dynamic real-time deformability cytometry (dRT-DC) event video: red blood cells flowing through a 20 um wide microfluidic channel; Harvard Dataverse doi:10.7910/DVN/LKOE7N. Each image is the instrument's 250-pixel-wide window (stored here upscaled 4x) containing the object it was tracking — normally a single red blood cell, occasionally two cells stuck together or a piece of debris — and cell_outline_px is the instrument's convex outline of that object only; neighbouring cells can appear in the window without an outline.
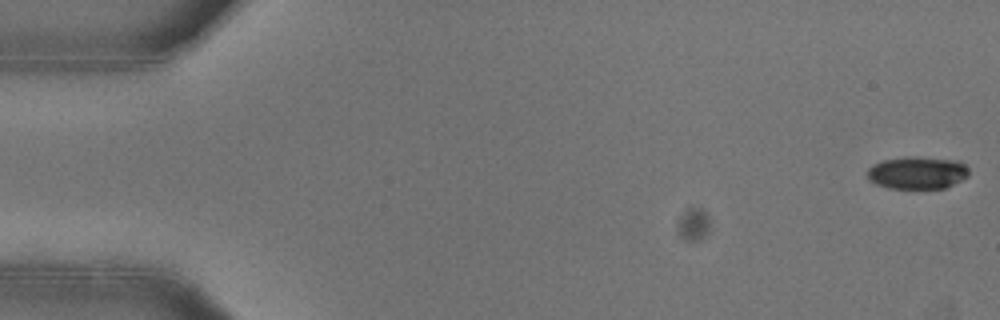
{"species": "common noctule bat (a hibernating species)", "species_latin": "Nyctalus noctula", "temperature_condition": "warm", "stored_images_in_passage": 17, "camera_frame_rate_fps": 3000, "um_per_image_px": 0.085, "animal": {"sex": "female"}, "frame": {"image": 1, "passage_image": 1, "time_ms": 0.0, "image_size_px": [1000, 320], "cell_outline_px": [[968, 176], [944, 188], [888, 188], [876, 184], [868, 180], [868, 168], [872, 164], [884, 160], [904, 156], [916, 156], [960, 160], [968, 168]], "centroid_in_image_um": [77.96, 14.66], "position_along_channel_um": 7.0, "area_um2": 19.36}}
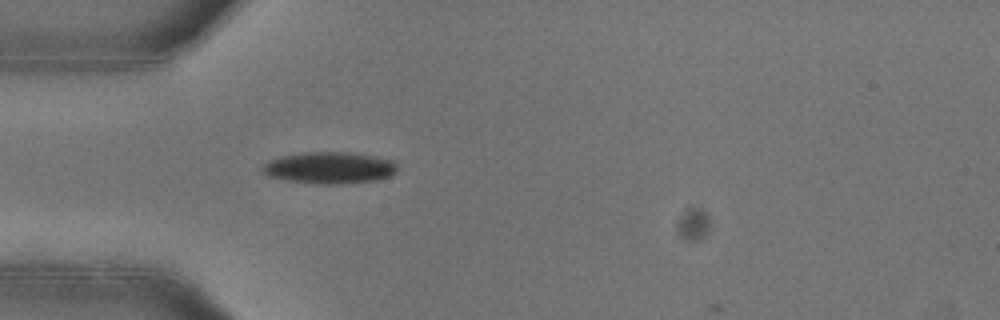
{"frame": {"image": 2, "passage_image": 16, "time_ms": 5.0, "image_size_px": [1000, 320], "cell_outline_px": [[396, 172], [388, 176], [372, 180], [332, 184], [320, 184], [288, 180], [268, 176], [260, 168], [268, 160], [280, 156], [304, 152], [348, 152], [396, 160]], "centroid_in_image_um": [27.97, 14.24], "position_along_channel_um": 57.0, "area_um2": 24.62}}